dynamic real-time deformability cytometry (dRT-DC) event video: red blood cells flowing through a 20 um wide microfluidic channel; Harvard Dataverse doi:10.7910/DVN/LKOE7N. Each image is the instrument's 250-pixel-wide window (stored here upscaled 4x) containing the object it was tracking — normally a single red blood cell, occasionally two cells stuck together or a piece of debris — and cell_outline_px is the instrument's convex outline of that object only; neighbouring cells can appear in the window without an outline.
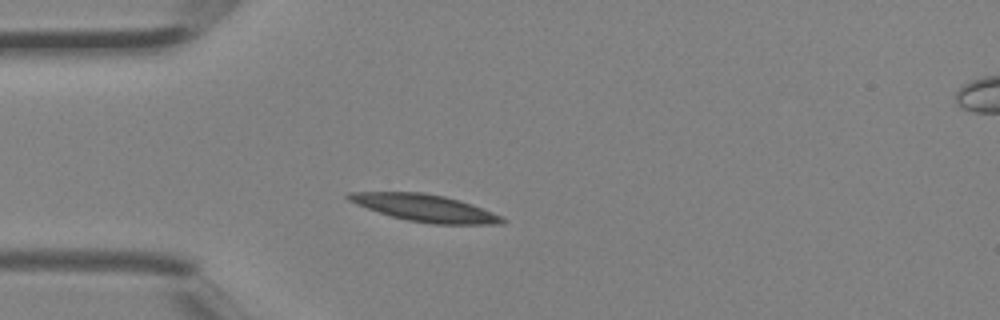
{"species": "Egyptian fruit bat (a non-hibernating species)", "species_latin": "Rousettus aegyptiacus", "temperature_condition": "room temperature", "stored_images_in_passage": 3, "camera_frame_rate_fps": 3000, "um_per_image_px": 0.085, "animal": {"sex": "female"}, "frame": {"image": 1, "passage_image": 3, "time_ms": 0.667, "image_size_px": [1000, 320], "cell_outline_px": [[508, 220], [504, 224], [432, 224], [408, 220], [392, 216], [356, 204], [348, 200], [344, 196], [348, 192], [424, 192], [444, 196], [460, 200], [472, 204], [504, 216]], "centroid_in_image_um": [36.18, 17.68], "position_along_channel_um": 48.8, "area_um2": 24.33}}